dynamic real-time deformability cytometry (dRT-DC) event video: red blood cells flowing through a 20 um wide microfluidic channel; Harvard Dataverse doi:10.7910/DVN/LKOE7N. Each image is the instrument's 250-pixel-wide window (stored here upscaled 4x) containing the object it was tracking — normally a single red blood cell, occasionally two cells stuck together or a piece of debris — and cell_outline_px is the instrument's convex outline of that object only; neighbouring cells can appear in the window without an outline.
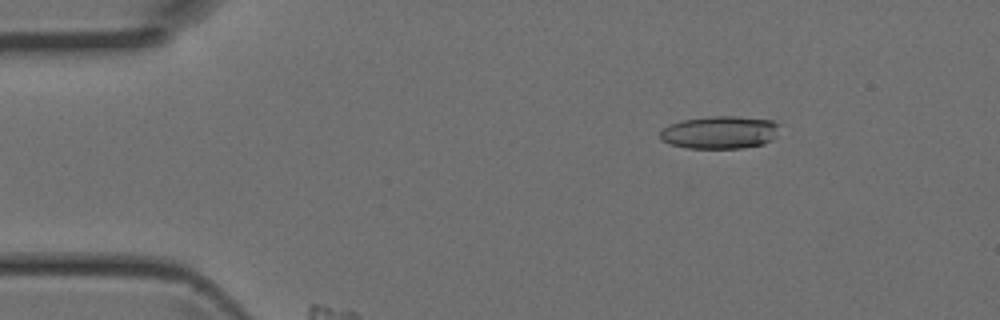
{"species": "Egyptian fruit bat (a non-hibernating species)", "species_latin": "Rousettus aegyptiacus", "temperature_condition": "room temperature", "stored_images_in_passage": 4, "camera_frame_rate_fps": 3000, "um_per_image_px": 0.085, "animal": {"sex": "female"}, "frame": {"image": 1, "passage_image": 2, "time_ms": 0.333, "image_size_px": [1000, 320], "cell_outline_px": [[784, 124], [776, 136], [772, 140], [764, 144], [744, 148], [688, 148], [668, 144], [660, 140], [660, 132], [664, 128], [672, 124], [684, 120], [712, 116], [736, 116], [772, 120]], "centroid_in_image_um": [61.27, 11.25], "position_along_channel_um": 23.7, "area_um2": 23.12}}